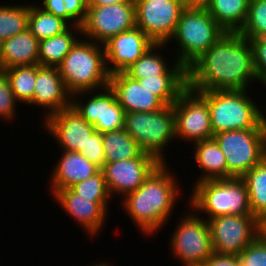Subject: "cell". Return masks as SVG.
<instances>
[{
  "label": "cell",
  "mask_w": 266,
  "mask_h": 266,
  "mask_svg": "<svg viewBox=\"0 0 266 266\" xmlns=\"http://www.w3.org/2000/svg\"><path fill=\"white\" fill-rule=\"evenodd\" d=\"M135 80L155 94L165 105H173L188 87L187 69L177 61L163 75Z\"/></svg>",
  "instance_id": "23"
},
{
  "label": "cell",
  "mask_w": 266,
  "mask_h": 266,
  "mask_svg": "<svg viewBox=\"0 0 266 266\" xmlns=\"http://www.w3.org/2000/svg\"><path fill=\"white\" fill-rule=\"evenodd\" d=\"M214 253L238 256L260 234L254 215H225L208 220Z\"/></svg>",
  "instance_id": "13"
},
{
  "label": "cell",
  "mask_w": 266,
  "mask_h": 266,
  "mask_svg": "<svg viewBox=\"0 0 266 266\" xmlns=\"http://www.w3.org/2000/svg\"><path fill=\"white\" fill-rule=\"evenodd\" d=\"M155 43L138 27L112 37L105 46L108 72H124Z\"/></svg>",
  "instance_id": "19"
},
{
  "label": "cell",
  "mask_w": 266,
  "mask_h": 266,
  "mask_svg": "<svg viewBox=\"0 0 266 266\" xmlns=\"http://www.w3.org/2000/svg\"><path fill=\"white\" fill-rule=\"evenodd\" d=\"M70 189L81 198L91 199V201H112L101 169L88 179L73 185Z\"/></svg>",
  "instance_id": "34"
},
{
  "label": "cell",
  "mask_w": 266,
  "mask_h": 266,
  "mask_svg": "<svg viewBox=\"0 0 266 266\" xmlns=\"http://www.w3.org/2000/svg\"><path fill=\"white\" fill-rule=\"evenodd\" d=\"M2 43H3V40L0 39V62H1V50H2Z\"/></svg>",
  "instance_id": "47"
},
{
  "label": "cell",
  "mask_w": 266,
  "mask_h": 266,
  "mask_svg": "<svg viewBox=\"0 0 266 266\" xmlns=\"http://www.w3.org/2000/svg\"><path fill=\"white\" fill-rule=\"evenodd\" d=\"M19 102L15 99L10 83L4 73L0 70V118L6 123L14 122L16 114L18 113Z\"/></svg>",
  "instance_id": "35"
},
{
  "label": "cell",
  "mask_w": 266,
  "mask_h": 266,
  "mask_svg": "<svg viewBox=\"0 0 266 266\" xmlns=\"http://www.w3.org/2000/svg\"><path fill=\"white\" fill-rule=\"evenodd\" d=\"M182 3L186 8H204L206 9L211 0H182Z\"/></svg>",
  "instance_id": "42"
},
{
  "label": "cell",
  "mask_w": 266,
  "mask_h": 266,
  "mask_svg": "<svg viewBox=\"0 0 266 266\" xmlns=\"http://www.w3.org/2000/svg\"><path fill=\"white\" fill-rule=\"evenodd\" d=\"M136 27L154 43H167L173 36L181 13L182 0H134Z\"/></svg>",
  "instance_id": "14"
},
{
  "label": "cell",
  "mask_w": 266,
  "mask_h": 266,
  "mask_svg": "<svg viewBox=\"0 0 266 266\" xmlns=\"http://www.w3.org/2000/svg\"><path fill=\"white\" fill-rule=\"evenodd\" d=\"M53 202L63 208L66 216L75 220L77 227L89 235L91 239L101 235L100 232L106 226L110 212L111 201H91L78 196L70 188L58 190L53 196ZM109 205V206H108Z\"/></svg>",
  "instance_id": "16"
},
{
  "label": "cell",
  "mask_w": 266,
  "mask_h": 266,
  "mask_svg": "<svg viewBox=\"0 0 266 266\" xmlns=\"http://www.w3.org/2000/svg\"><path fill=\"white\" fill-rule=\"evenodd\" d=\"M190 192V197L187 196L188 208L191 207L207 221L225 215H252L247 187L242 178L200 181L192 184Z\"/></svg>",
  "instance_id": "4"
},
{
  "label": "cell",
  "mask_w": 266,
  "mask_h": 266,
  "mask_svg": "<svg viewBox=\"0 0 266 266\" xmlns=\"http://www.w3.org/2000/svg\"><path fill=\"white\" fill-rule=\"evenodd\" d=\"M81 36V26H70L62 34L40 40L38 65L58 67Z\"/></svg>",
  "instance_id": "25"
},
{
  "label": "cell",
  "mask_w": 266,
  "mask_h": 266,
  "mask_svg": "<svg viewBox=\"0 0 266 266\" xmlns=\"http://www.w3.org/2000/svg\"><path fill=\"white\" fill-rule=\"evenodd\" d=\"M109 85L126 113L154 112L166 106L155 94L142 87L138 80L124 72L111 73Z\"/></svg>",
  "instance_id": "20"
},
{
  "label": "cell",
  "mask_w": 266,
  "mask_h": 266,
  "mask_svg": "<svg viewBox=\"0 0 266 266\" xmlns=\"http://www.w3.org/2000/svg\"><path fill=\"white\" fill-rule=\"evenodd\" d=\"M257 80L266 88V36L249 39Z\"/></svg>",
  "instance_id": "37"
},
{
  "label": "cell",
  "mask_w": 266,
  "mask_h": 266,
  "mask_svg": "<svg viewBox=\"0 0 266 266\" xmlns=\"http://www.w3.org/2000/svg\"><path fill=\"white\" fill-rule=\"evenodd\" d=\"M71 106L100 133L125 127L126 112L118 103L109 84L100 89L72 94Z\"/></svg>",
  "instance_id": "10"
},
{
  "label": "cell",
  "mask_w": 266,
  "mask_h": 266,
  "mask_svg": "<svg viewBox=\"0 0 266 266\" xmlns=\"http://www.w3.org/2000/svg\"><path fill=\"white\" fill-rule=\"evenodd\" d=\"M69 27L65 20L43 10L38 3L29 4L28 29L39 41L62 34Z\"/></svg>",
  "instance_id": "30"
},
{
  "label": "cell",
  "mask_w": 266,
  "mask_h": 266,
  "mask_svg": "<svg viewBox=\"0 0 266 266\" xmlns=\"http://www.w3.org/2000/svg\"><path fill=\"white\" fill-rule=\"evenodd\" d=\"M72 94L67 90L58 67L36 65L33 99L27 104L44 108L42 121L52 114L71 106ZM44 116V117H43Z\"/></svg>",
  "instance_id": "18"
},
{
  "label": "cell",
  "mask_w": 266,
  "mask_h": 266,
  "mask_svg": "<svg viewBox=\"0 0 266 266\" xmlns=\"http://www.w3.org/2000/svg\"><path fill=\"white\" fill-rule=\"evenodd\" d=\"M67 7V23L70 26H81L87 14L86 0H63Z\"/></svg>",
  "instance_id": "39"
},
{
  "label": "cell",
  "mask_w": 266,
  "mask_h": 266,
  "mask_svg": "<svg viewBox=\"0 0 266 266\" xmlns=\"http://www.w3.org/2000/svg\"><path fill=\"white\" fill-rule=\"evenodd\" d=\"M11 86L15 99L28 104L34 95L36 65L17 66L3 70Z\"/></svg>",
  "instance_id": "32"
},
{
  "label": "cell",
  "mask_w": 266,
  "mask_h": 266,
  "mask_svg": "<svg viewBox=\"0 0 266 266\" xmlns=\"http://www.w3.org/2000/svg\"><path fill=\"white\" fill-rule=\"evenodd\" d=\"M266 128L222 131L213 139L226 157L227 178H241L263 160Z\"/></svg>",
  "instance_id": "9"
},
{
  "label": "cell",
  "mask_w": 266,
  "mask_h": 266,
  "mask_svg": "<svg viewBox=\"0 0 266 266\" xmlns=\"http://www.w3.org/2000/svg\"><path fill=\"white\" fill-rule=\"evenodd\" d=\"M38 6L67 22V7L63 0H41Z\"/></svg>",
  "instance_id": "40"
},
{
  "label": "cell",
  "mask_w": 266,
  "mask_h": 266,
  "mask_svg": "<svg viewBox=\"0 0 266 266\" xmlns=\"http://www.w3.org/2000/svg\"><path fill=\"white\" fill-rule=\"evenodd\" d=\"M79 153L101 169L105 161L102 133L95 131Z\"/></svg>",
  "instance_id": "38"
},
{
  "label": "cell",
  "mask_w": 266,
  "mask_h": 266,
  "mask_svg": "<svg viewBox=\"0 0 266 266\" xmlns=\"http://www.w3.org/2000/svg\"><path fill=\"white\" fill-rule=\"evenodd\" d=\"M175 116V136L191 145L213 138L210 111L207 101L197 92L187 87L173 104Z\"/></svg>",
  "instance_id": "11"
},
{
  "label": "cell",
  "mask_w": 266,
  "mask_h": 266,
  "mask_svg": "<svg viewBox=\"0 0 266 266\" xmlns=\"http://www.w3.org/2000/svg\"><path fill=\"white\" fill-rule=\"evenodd\" d=\"M94 264V265H93ZM93 264H91V266H113L112 265V263H110V262H105V261H103V262H96L95 261V263L93 262ZM90 266V265H89Z\"/></svg>",
  "instance_id": "45"
},
{
  "label": "cell",
  "mask_w": 266,
  "mask_h": 266,
  "mask_svg": "<svg viewBox=\"0 0 266 266\" xmlns=\"http://www.w3.org/2000/svg\"><path fill=\"white\" fill-rule=\"evenodd\" d=\"M39 40L29 29L3 40L0 70L38 64Z\"/></svg>",
  "instance_id": "22"
},
{
  "label": "cell",
  "mask_w": 266,
  "mask_h": 266,
  "mask_svg": "<svg viewBox=\"0 0 266 266\" xmlns=\"http://www.w3.org/2000/svg\"><path fill=\"white\" fill-rule=\"evenodd\" d=\"M104 163L138 158L143 151L125 129L102 133Z\"/></svg>",
  "instance_id": "28"
},
{
  "label": "cell",
  "mask_w": 266,
  "mask_h": 266,
  "mask_svg": "<svg viewBox=\"0 0 266 266\" xmlns=\"http://www.w3.org/2000/svg\"><path fill=\"white\" fill-rule=\"evenodd\" d=\"M263 160L266 162V132L263 140Z\"/></svg>",
  "instance_id": "46"
},
{
  "label": "cell",
  "mask_w": 266,
  "mask_h": 266,
  "mask_svg": "<svg viewBox=\"0 0 266 266\" xmlns=\"http://www.w3.org/2000/svg\"><path fill=\"white\" fill-rule=\"evenodd\" d=\"M261 235L266 239V216L260 220Z\"/></svg>",
  "instance_id": "44"
},
{
  "label": "cell",
  "mask_w": 266,
  "mask_h": 266,
  "mask_svg": "<svg viewBox=\"0 0 266 266\" xmlns=\"http://www.w3.org/2000/svg\"><path fill=\"white\" fill-rule=\"evenodd\" d=\"M136 26L135 2L87 6L82 37L104 45L112 37Z\"/></svg>",
  "instance_id": "12"
},
{
  "label": "cell",
  "mask_w": 266,
  "mask_h": 266,
  "mask_svg": "<svg viewBox=\"0 0 266 266\" xmlns=\"http://www.w3.org/2000/svg\"><path fill=\"white\" fill-rule=\"evenodd\" d=\"M197 92L207 101L213 134L266 128V107L263 105L262 108L254 101V97L248 94L249 89Z\"/></svg>",
  "instance_id": "3"
},
{
  "label": "cell",
  "mask_w": 266,
  "mask_h": 266,
  "mask_svg": "<svg viewBox=\"0 0 266 266\" xmlns=\"http://www.w3.org/2000/svg\"><path fill=\"white\" fill-rule=\"evenodd\" d=\"M254 82L251 43L239 32H225L187 69V86L194 91H251Z\"/></svg>",
  "instance_id": "1"
},
{
  "label": "cell",
  "mask_w": 266,
  "mask_h": 266,
  "mask_svg": "<svg viewBox=\"0 0 266 266\" xmlns=\"http://www.w3.org/2000/svg\"><path fill=\"white\" fill-rule=\"evenodd\" d=\"M167 47L169 46L166 43H155L124 73L133 79L163 75L176 62L175 59L170 60L169 64V59L166 58L168 54L165 53Z\"/></svg>",
  "instance_id": "26"
},
{
  "label": "cell",
  "mask_w": 266,
  "mask_h": 266,
  "mask_svg": "<svg viewBox=\"0 0 266 266\" xmlns=\"http://www.w3.org/2000/svg\"><path fill=\"white\" fill-rule=\"evenodd\" d=\"M60 75L71 93L96 90L109 84L105 46L80 37L58 66Z\"/></svg>",
  "instance_id": "5"
},
{
  "label": "cell",
  "mask_w": 266,
  "mask_h": 266,
  "mask_svg": "<svg viewBox=\"0 0 266 266\" xmlns=\"http://www.w3.org/2000/svg\"><path fill=\"white\" fill-rule=\"evenodd\" d=\"M189 211V212H188ZM178 218L169 240L173 259L181 266H203L214 253L208 221L190 208Z\"/></svg>",
  "instance_id": "8"
},
{
  "label": "cell",
  "mask_w": 266,
  "mask_h": 266,
  "mask_svg": "<svg viewBox=\"0 0 266 266\" xmlns=\"http://www.w3.org/2000/svg\"><path fill=\"white\" fill-rule=\"evenodd\" d=\"M203 266H241L238 256L213 253Z\"/></svg>",
  "instance_id": "41"
},
{
  "label": "cell",
  "mask_w": 266,
  "mask_h": 266,
  "mask_svg": "<svg viewBox=\"0 0 266 266\" xmlns=\"http://www.w3.org/2000/svg\"><path fill=\"white\" fill-rule=\"evenodd\" d=\"M239 33L246 39L266 36V0H250L248 15Z\"/></svg>",
  "instance_id": "33"
},
{
  "label": "cell",
  "mask_w": 266,
  "mask_h": 266,
  "mask_svg": "<svg viewBox=\"0 0 266 266\" xmlns=\"http://www.w3.org/2000/svg\"><path fill=\"white\" fill-rule=\"evenodd\" d=\"M250 0H211L206 8L226 32H239L244 26Z\"/></svg>",
  "instance_id": "27"
},
{
  "label": "cell",
  "mask_w": 266,
  "mask_h": 266,
  "mask_svg": "<svg viewBox=\"0 0 266 266\" xmlns=\"http://www.w3.org/2000/svg\"><path fill=\"white\" fill-rule=\"evenodd\" d=\"M55 167L49 176L48 188L50 196L58 190L71 188L73 185L96 174L100 168L90 162L81 153L75 151H60Z\"/></svg>",
  "instance_id": "21"
},
{
  "label": "cell",
  "mask_w": 266,
  "mask_h": 266,
  "mask_svg": "<svg viewBox=\"0 0 266 266\" xmlns=\"http://www.w3.org/2000/svg\"><path fill=\"white\" fill-rule=\"evenodd\" d=\"M225 32L207 9L185 8L173 36L166 43L170 46L174 42L177 47L171 59L188 69Z\"/></svg>",
  "instance_id": "6"
},
{
  "label": "cell",
  "mask_w": 266,
  "mask_h": 266,
  "mask_svg": "<svg viewBox=\"0 0 266 266\" xmlns=\"http://www.w3.org/2000/svg\"><path fill=\"white\" fill-rule=\"evenodd\" d=\"M170 167L168 163H161L137 190L120 201L121 210L124 209L145 237L157 235L167 226L181 198L180 182Z\"/></svg>",
  "instance_id": "2"
},
{
  "label": "cell",
  "mask_w": 266,
  "mask_h": 266,
  "mask_svg": "<svg viewBox=\"0 0 266 266\" xmlns=\"http://www.w3.org/2000/svg\"><path fill=\"white\" fill-rule=\"evenodd\" d=\"M241 178L247 187L251 213L262 220L266 216V162L262 160Z\"/></svg>",
  "instance_id": "29"
},
{
  "label": "cell",
  "mask_w": 266,
  "mask_h": 266,
  "mask_svg": "<svg viewBox=\"0 0 266 266\" xmlns=\"http://www.w3.org/2000/svg\"><path fill=\"white\" fill-rule=\"evenodd\" d=\"M241 266H266V239L260 234L238 255Z\"/></svg>",
  "instance_id": "36"
},
{
  "label": "cell",
  "mask_w": 266,
  "mask_h": 266,
  "mask_svg": "<svg viewBox=\"0 0 266 266\" xmlns=\"http://www.w3.org/2000/svg\"><path fill=\"white\" fill-rule=\"evenodd\" d=\"M192 148L194 163L199 172L201 171L200 176L196 175L198 178L196 177L193 183L227 178L226 157L213 138L196 142Z\"/></svg>",
  "instance_id": "24"
},
{
  "label": "cell",
  "mask_w": 266,
  "mask_h": 266,
  "mask_svg": "<svg viewBox=\"0 0 266 266\" xmlns=\"http://www.w3.org/2000/svg\"><path fill=\"white\" fill-rule=\"evenodd\" d=\"M18 3L15 5L14 3L0 4V39L2 40L28 29L29 2Z\"/></svg>",
  "instance_id": "31"
},
{
  "label": "cell",
  "mask_w": 266,
  "mask_h": 266,
  "mask_svg": "<svg viewBox=\"0 0 266 266\" xmlns=\"http://www.w3.org/2000/svg\"><path fill=\"white\" fill-rule=\"evenodd\" d=\"M87 6L111 5L116 3L134 2V0H86Z\"/></svg>",
  "instance_id": "43"
},
{
  "label": "cell",
  "mask_w": 266,
  "mask_h": 266,
  "mask_svg": "<svg viewBox=\"0 0 266 266\" xmlns=\"http://www.w3.org/2000/svg\"><path fill=\"white\" fill-rule=\"evenodd\" d=\"M41 124L47 135L58 144L59 150L64 151L79 152L84 149L88 138L96 131L72 106L52 114Z\"/></svg>",
  "instance_id": "17"
},
{
  "label": "cell",
  "mask_w": 266,
  "mask_h": 266,
  "mask_svg": "<svg viewBox=\"0 0 266 266\" xmlns=\"http://www.w3.org/2000/svg\"><path fill=\"white\" fill-rule=\"evenodd\" d=\"M124 129L143 152L154 156L160 163L168 162L164 153L176 140L173 105L154 112L125 113Z\"/></svg>",
  "instance_id": "7"
},
{
  "label": "cell",
  "mask_w": 266,
  "mask_h": 266,
  "mask_svg": "<svg viewBox=\"0 0 266 266\" xmlns=\"http://www.w3.org/2000/svg\"><path fill=\"white\" fill-rule=\"evenodd\" d=\"M161 163L152 155L143 152L138 158L104 163L101 168L111 197L137 190Z\"/></svg>",
  "instance_id": "15"
}]
</instances>
